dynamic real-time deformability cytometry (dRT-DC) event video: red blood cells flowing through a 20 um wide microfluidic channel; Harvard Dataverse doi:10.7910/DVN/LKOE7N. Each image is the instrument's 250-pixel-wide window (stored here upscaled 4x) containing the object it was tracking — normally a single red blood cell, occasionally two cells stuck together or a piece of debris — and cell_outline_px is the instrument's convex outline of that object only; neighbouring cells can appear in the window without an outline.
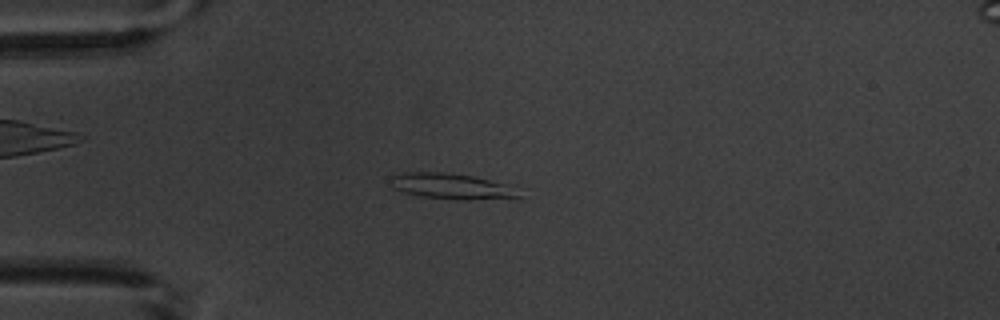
{"species": "common noctule bat (a hibernating species)", "species_latin": "Nyctalus noctula", "temperature_condition": "warm", "stored_images_in_passage": 10, "camera_frame_rate_fps": 3000, "um_per_image_px": 0.085, "animal": {"sex": "male", "body_mass_g": 20.1, "forearm_length_mm": 53.5}, "frame": {"image": 1, "passage_image": 5, "time_ms": 4.667, "image_size_px": [1000, 320], "cell_outline_px": [[520, 196], [464, 200], [420, 196], [404, 192], [396, 188], [392, 176], [404, 172], [444, 172], [472, 176], [504, 184]], "centroid_in_image_um": [38.28, 15.82], "position_along_channel_um": 46.7, "area_um2": 18.15}}
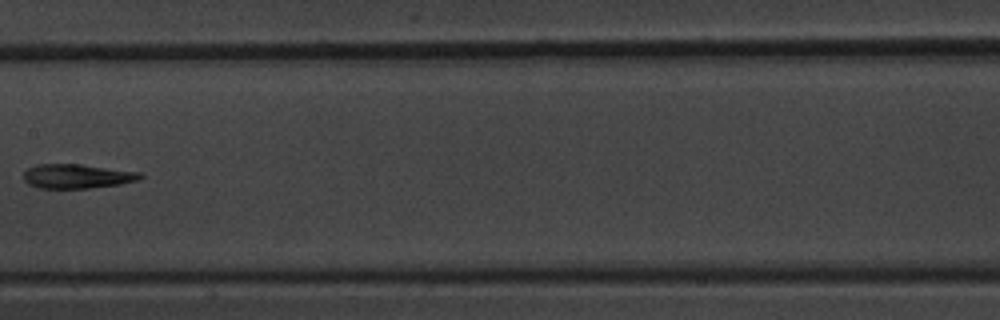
{"frame": {"image": 2, "passage_image": 9, "time_ms": 9.333, "image_size_px": [1000, 320], "cell_outline_px": [[144, 176], [136, 180], [120, 184], [88, 188], [40, 188], [28, 184], [24, 180], [24, 172], [28, 168], [36, 164], [80, 164], [140, 172]], "centroid_in_image_um": [6.52, 14.97], "position_along_channel_um": 200.9, "area_um2": 16.42}}
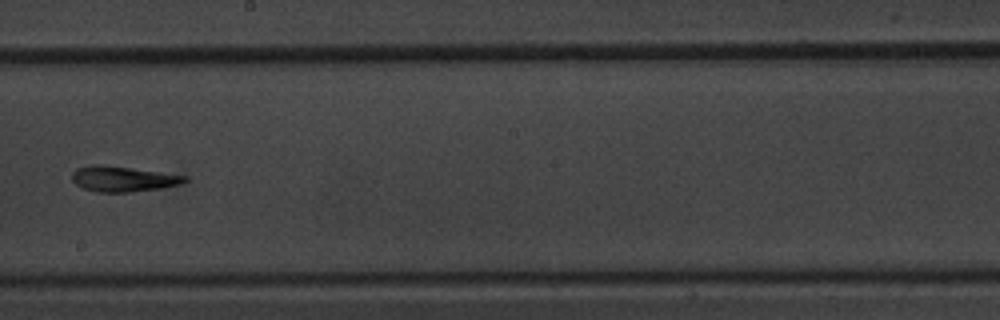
{"frame": {"image": 3, "passage_image": 10, "time_ms": 10.333, "image_size_px": [1000, 320], "cell_outline_px": [[188, 180], [180, 184], [160, 188], [132, 192], [96, 192], [84, 188], [76, 184], [72, 180], [72, 172], [76, 168], [92, 164], [100, 164], [188, 176]], "centroid_in_image_um": [10.42, 15.21], "position_along_channel_um": 237.8, "area_um2": 16.59}}